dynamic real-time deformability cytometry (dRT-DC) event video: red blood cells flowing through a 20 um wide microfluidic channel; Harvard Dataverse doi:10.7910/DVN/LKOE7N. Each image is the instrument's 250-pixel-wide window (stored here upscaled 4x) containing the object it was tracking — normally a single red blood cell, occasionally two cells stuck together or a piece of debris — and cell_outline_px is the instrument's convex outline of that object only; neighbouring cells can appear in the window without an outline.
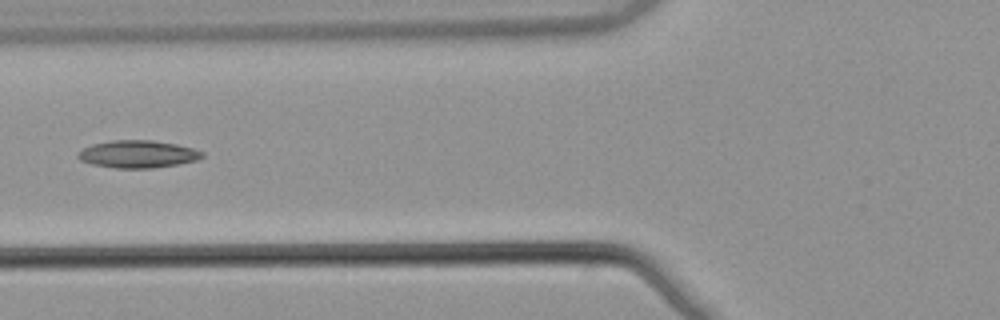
{"species": "common noctule bat (a hibernating species)", "species_latin": "Nyctalus noctula", "temperature_condition": "warm", "stored_images_in_passage": 5, "camera_frame_rate_fps": 3000, "um_per_image_px": 0.085, "animal": {"sex": "male", "body_mass_g": 21.5, "forearm_length_mm": 52.0}, "frame": {"image": 1, "passage_image": 5, "time_ms": 1.333, "image_size_px": [1000, 320], "cell_outline_px": [[204, 156], [196, 160], [176, 164], [152, 168], [116, 168], [92, 164], [80, 160], [76, 156], [84, 148], [92, 144], [112, 140], [152, 140], [176, 144], [192, 148], [204, 152]], "centroid_in_image_um": [11.71, 13.09], "position_along_channel_um": 114.1, "area_um2": 19.71}}